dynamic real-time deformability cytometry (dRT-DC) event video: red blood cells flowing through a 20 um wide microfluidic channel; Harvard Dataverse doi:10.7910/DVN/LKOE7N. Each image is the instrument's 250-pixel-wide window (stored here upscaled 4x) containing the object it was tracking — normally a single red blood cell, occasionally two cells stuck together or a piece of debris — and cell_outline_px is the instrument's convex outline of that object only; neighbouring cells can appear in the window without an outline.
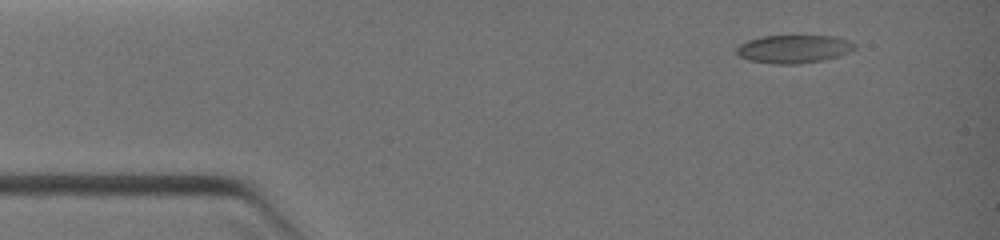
{"species": "common noctule bat (a hibernating species)", "species_latin": "Nyctalus noctula", "temperature_condition": "warm", "stored_images_in_passage": 3, "camera_frame_rate_fps": 3000, "um_per_image_px": 0.085, "animal": {"sex": "female", "body_mass_g": 19.0, "forearm_length_mm": 51.5}, "frame": {"image": 1, "passage_image": 1, "time_ms": 0.0, "image_size_px": [1000, 240], "cell_outline_px": [[856, 48], [840, 56], [824, 60], [796, 64], [772, 64], [748, 60], [740, 56], [736, 52], [736, 48], [740, 44], [748, 40], [764, 36], [836, 36], [848, 40], [856, 44]], "centroid_in_image_um": [67.48, 4.17], "position_along_channel_um": 17.5, "area_um2": 19.42}}